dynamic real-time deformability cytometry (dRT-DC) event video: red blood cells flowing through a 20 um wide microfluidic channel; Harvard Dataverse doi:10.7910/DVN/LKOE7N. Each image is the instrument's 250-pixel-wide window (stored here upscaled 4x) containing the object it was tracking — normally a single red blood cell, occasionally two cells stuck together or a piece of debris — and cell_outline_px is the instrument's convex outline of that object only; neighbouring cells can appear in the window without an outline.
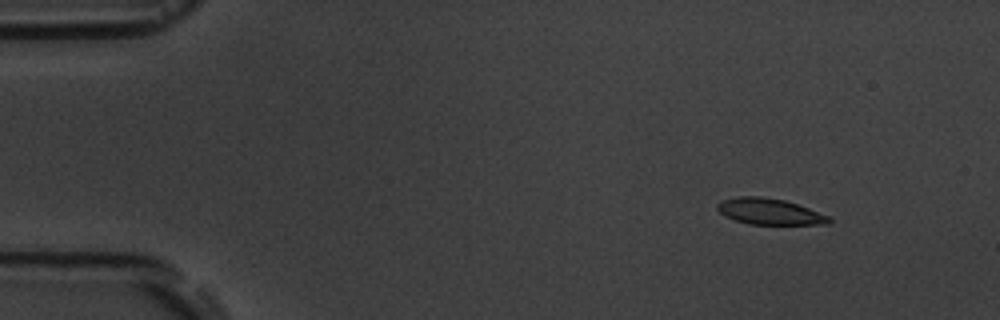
{"species": "common noctule bat (a hibernating species)", "species_latin": "Nyctalus noctula", "temperature_condition": "room temperature", "stored_images_in_passage": 5, "segment_of_instrument_passage": [1, 2], "camera_frame_rate_fps": 3000, "um_per_image_px": 0.085, "animal": {"sex": "male", "body_mass_g": 19.5, "forearm_length_mm": 54.6}, "frame": {"image": 1, "passage_image": 1, "time_ms": 0.0, "image_size_px": [1000, 320], "cell_outline_px": [[832, 224], [748, 224], [724, 216], [716, 208], [716, 204], [720, 200], [740, 196], [760, 196], [784, 200], [808, 208], [828, 216], [832, 220]], "centroid_in_image_um": [65.37, 17.98], "position_along_channel_um": 19.6, "area_um2": 16.94}}